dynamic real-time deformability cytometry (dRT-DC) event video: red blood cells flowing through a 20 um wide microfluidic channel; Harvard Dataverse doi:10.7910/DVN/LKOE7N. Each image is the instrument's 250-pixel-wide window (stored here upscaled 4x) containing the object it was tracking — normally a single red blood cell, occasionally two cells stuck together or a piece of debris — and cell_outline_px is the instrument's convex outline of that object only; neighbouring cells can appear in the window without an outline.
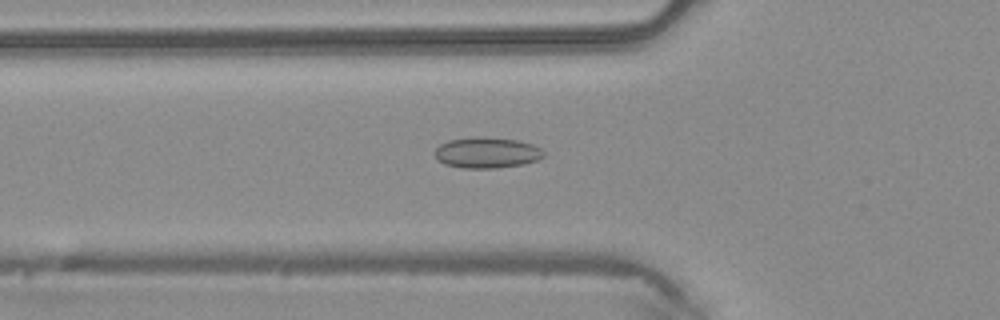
{"species": "common noctule bat (a hibernating species)", "species_latin": "Nyctalus noctula", "temperature_condition": "warm", "stored_images_in_passage": 45, "camera_frame_rate_fps": 3000, "um_per_image_px": 0.085, "animal": {"sex": "male", "body_mass_g": 20.4}, "frame": {"image": 1, "passage_image": 16, "time_ms": 5.0, "image_size_px": [1000, 320], "cell_outline_px": [[544, 156], [536, 160], [524, 164], [496, 168], [464, 168], [444, 164], [436, 160], [436, 148], [440, 144], [448, 140], [484, 136], [516, 140], [532, 144], [540, 148], [544, 152]], "centroid_in_image_um": [41.37, 12.98], "position_along_channel_um": 84.4, "area_um2": 19.54}}
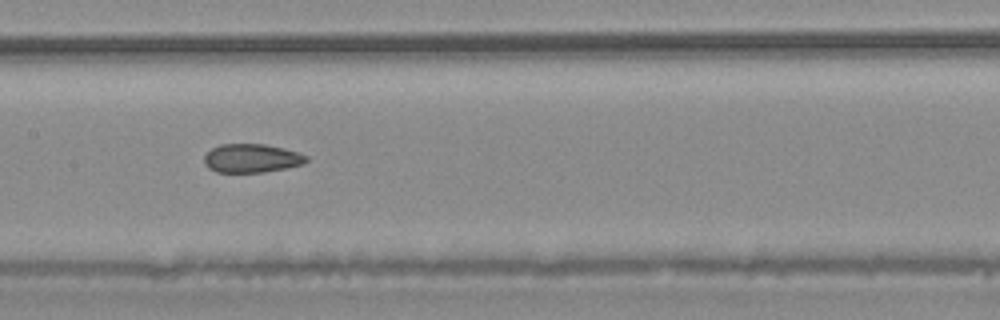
{"frame": {"image": 2, "passage_image": 23, "time_ms": 7.333, "image_size_px": [1000, 320], "cell_outline_px": [[308, 160], [304, 164], [264, 172], [216, 172], [208, 168], [204, 164], [204, 156], [212, 148], [220, 144], [264, 144], [284, 148], [300, 152], [308, 156]], "centroid_in_image_um": [21.4, 13.45], "position_along_channel_um": 186.0, "area_um2": 17.17}}
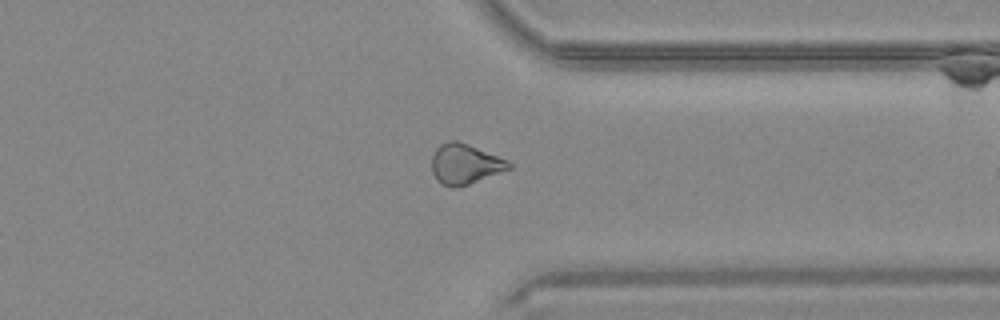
{"frame": {"image": 3, "passage_image": 36, "time_ms": 11.667, "image_size_px": [1000, 320], "cell_outline_px": [[512, 168], [468, 184], [456, 188], [452, 188], [440, 184], [436, 180], [432, 172], [432, 156], [436, 148], [440, 144], [448, 140], [456, 140], [468, 144], [508, 160], [512, 164]], "centroid_in_image_um": [39.5, 13.94], "position_along_channel_um": 371.9, "area_um2": 18.15}}